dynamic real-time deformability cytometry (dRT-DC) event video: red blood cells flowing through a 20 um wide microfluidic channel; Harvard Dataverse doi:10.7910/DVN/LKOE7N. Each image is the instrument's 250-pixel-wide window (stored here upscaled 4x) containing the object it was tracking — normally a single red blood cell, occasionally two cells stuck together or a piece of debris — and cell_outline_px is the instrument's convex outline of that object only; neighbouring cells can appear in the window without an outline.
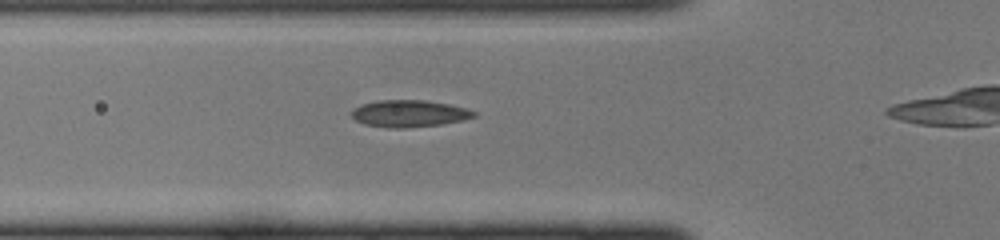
{"species": "common noctule bat (a hibernating species)", "species_latin": "Nyctalus noctula", "temperature_condition": "cold", "stored_images_in_passage": 23, "camera_frame_rate_fps": 3000, "um_per_image_px": 0.085, "animal": {"sex": "female", "body_mass_g": 22.0, "forearm_length_mm": 56.7}, "frame": {"image": 1, "passage_image": 2, "time_ms": 0.333, "image_size_px": [1000, 240], "cell_outline_px": [[476, 116], [464, 120], [444, 124], [404, 128], [388, 128], [364, 124], [356, 120], [352, 116], [352, 108], [360, 104], [380, 100], [424, 100], [448, 104], [468, 108], [476, 112]], "centroid_in_image_um": [34.79, 9.65], "position_along_channel_um": 91.0, "area_um2": 19.36}}
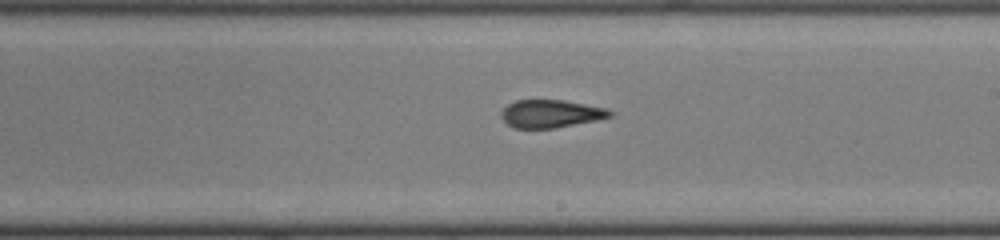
{"frame": {"image": 2, "passage_image": 12, "time_ms": 3.667, "image_size_px": [1000, 240], "cell_outline_px": [[612, 116], [596, 120], [556, 128], [512, 128], [500, 116], [500, 112], [508, 104], [516, 100], [564, 100], [608, 108], [612, 112]], "centroid_in_image_um": [46.81, 9.66], "position_along_channel_um": 242.2, "area_um2": 17.69}}
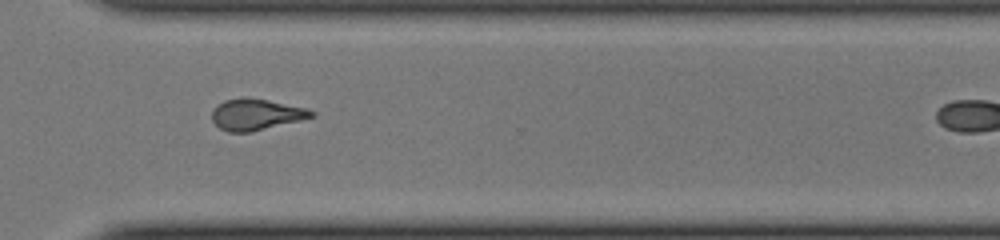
{"frame": {"image": 3, "passage_image": 19, "time_ms": 6.0, "image_size_px": [1000, 240], "cell_outline_px": [[316, 116], [252, 132], [228, 132], [220, 128], [212, 120], [212, 112], [224, 100], [244, 96], [248, 96], [308, 108], [316, 112]], "centroid_in_image_um": [21.8, 9.72], "position_along_channel_um": 348.8, "area_um2": 18.21}}